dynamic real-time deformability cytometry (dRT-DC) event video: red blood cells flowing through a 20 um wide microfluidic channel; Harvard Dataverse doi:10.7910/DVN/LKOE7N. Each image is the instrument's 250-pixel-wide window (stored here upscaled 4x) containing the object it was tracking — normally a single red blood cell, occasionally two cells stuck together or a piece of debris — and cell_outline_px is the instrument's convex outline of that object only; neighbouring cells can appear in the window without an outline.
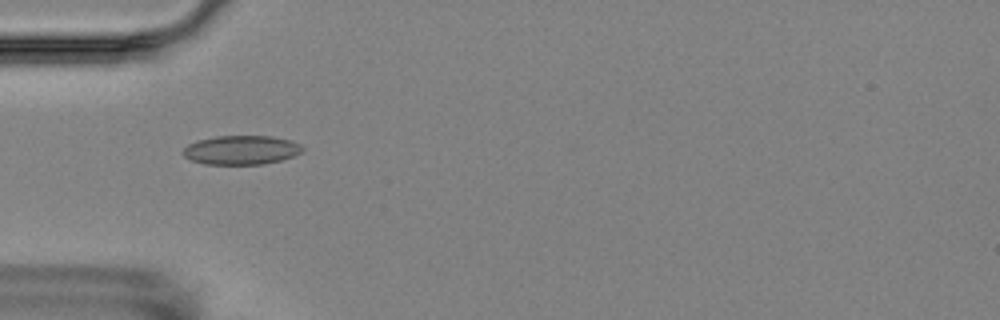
{"species": "Egyptian fruit bat (a non-hibernating species)", "species_latin": "Rousettus aegyptiacus", "temperature_condition": "room temperature", "stored_images_in_passage": 16, "camera_frame_rate_fps": 3000, "um_per_image_px": 0.085, "animal": {"sex": "female"}, "frame": {"image": 1, "passage_image": 5, "time_ms": 5.0, "image_size_px": [1000, 320], "cell_outline_px": [[304, 148], [300, 152], [292, 156], [280, 160], [264, 164], [204, 164], [192, 160], [184, 156], [180, 152], [188, 144], [196, 140], [216, 136], [272, 136], [292, 140], [300, 144]], "centroid_in_image_um": [20.48, 12.74], "position_along_channel_um": 64.5, "area_um2": 20.29}}
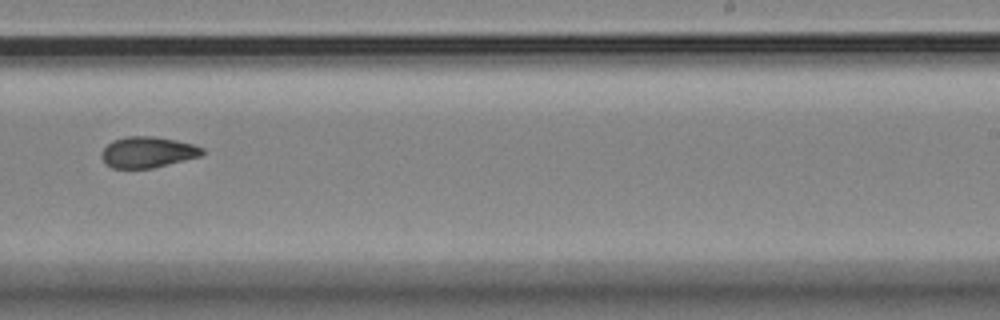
{"frame": {"image": 2, "passage_image": 10, "time_ms": 11.0, "image_size_px": [1000, 320], "cell_outline_px": [[204, 152], [200, 156], [152, 168], [112, 168], [104, 164], [100, 156], [104, 148], [112, 140], [128, 136], [156, 136], [176, 140], [192, 144], [204, 148]], "centroid_in_image_um": [12.52, 12.93], "position_along_channel_um": 276.5, "area_um2": 18.21}}
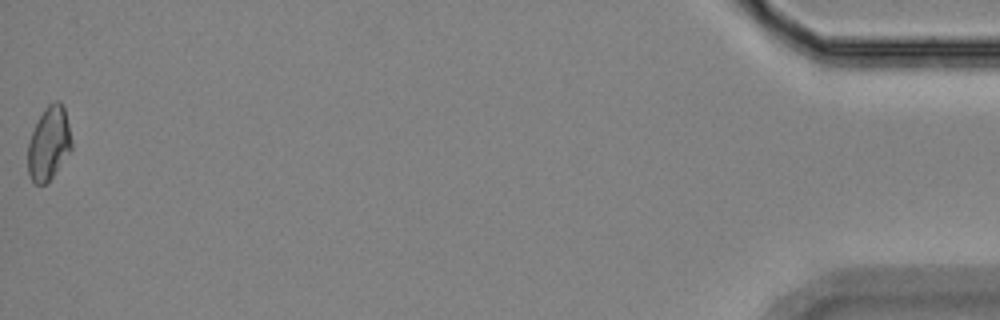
{"frame": {"image": 3, "passage_image": 16, "time_ms": 18.0, "image_size_px": [1000, 320], "cell_outline_px": [[72, 148], [52, 176], [44, 184], [36, 184], [32, 180], [28, 172], [28, 140], [44, 108], [48, 104], [56, 100], [60, 100], [64, 108], [72, 140]], "centroid_in_image_um": [4.15, 12.16], "position_along_channel_um": 431.1, "area_um2": 18.44}, "authors_computed_cell_mechanics": {"area_um2": 18.3515, "velocity_mm_per_s": 3.5377, "shape_relaxation_time_tau1_ms": 6.6886, "shape_relaxation_time_tau2_ms": 3.0955, "deformation_change_tau1": 0.1074, "deformation_change_tau2": 0.0476}}